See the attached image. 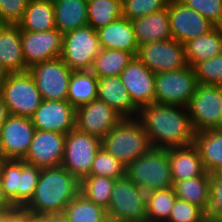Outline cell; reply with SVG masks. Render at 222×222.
<instances>
[{
  "instance_id": "4316f807",
  "label": "cell",
  "mask_w": 222,
  "mask_h": 222,
  "mask_svg": "<svg viewBox=\"0 0 222 222\" xmlns=\"http://www.w3.org/2000/svg\"><path fill=\"white\" fill-rule=\"evenodd\" d=\"M188 66L222 54V27H215L207 34L189 40L184 44Z\"/></svg>"
},
{
  "instance_id": "ffe728a7",
  "label": "cell",
  "mask_w": 222,
  "mask_h": 222,
  "mask_svg": "<svg viewBox=\"0 0 222 222\" xmlns=\"http://www.w3.org/2000/svg\"><path fill=\"white\" fill-rule=\"evenodd\" d=\"M119 76L138 108L155 102V74L137 57L132 59Z\"/></svg>"
},
{
  "instance_id": "f546056e",
  "label": "cell",
  "mask_w": 222,
  "mask_h": 222,
  "mask_svg": "<svg viewBox=\"0 0 222 222\" xmlns=\"http://www.w3.org/2000/svg\"><path fill=\"white\" fill-rule=\"evenodd\" d=\"M211 175H201L173 183L177 198L198 205L206 213L210 204Z\"/></svg>"
},
{
  "instance_id": "cb8c5ba5",
  "label": "cell",
  "mask_w": 222,
  "mask_h": 222,
  "mask_svg": "<svg viewBox=\"0 0 222 222\" xmlns=\"http://www.w3.org/2000/svg\"><path fill=\"white\" fill-rule=\"evenodd\" d=\"M138 46L173 39L167 7L150 15L132 20Z\"/></svg>"
},
{
  "instance_id": "ee69618b",
  "label": "cell",
  "mask_w": 222,
  "mask_h": 222,
  "mask_svg": "<svg viewBox=\"0 0 222 222\" xmlns=\"http://www.w3.org/2000/svg\"><path fill=\"white\" fill-rule=\"evenodd\" d=\"M36 216L25 208L15 207L1 215L0 222H32Z\"/></svg>"
},
{
  "instance_id": "9a60e30c",
  "label": "cell",
  "mask_w": 222,
  "mask_h": 222,
  "mask_svg": "<svg viewBox=\"0 0 222 222\" xmlns=\"http://www.w3.org/2000/svg\"><path fill=\"white\" fill-rule=\"evenodd\" d=\"M35 131L31 118L10 115L0 132V159L23 160Z\"/></svg>"
},
{
  "instance_id": "f907efd6",
  "label": "cell",
  "mask_w": 222,
  "mask_h": 222,
  "mask_svg": "<svg viewBox=\"0 0 222 222\" xmlns=\"http://www.w3.org/2000/svg\"><path fill=\"white\" fill-rule=\"evenodd\" d=\"M209 222H222V218H208Z\"/></svg>"
},
{
  "instance_id": "60d3db41",
  "label": "cell",
  "mask_w": 222,
  "mask_h": 222,
  "mask_svg": "<svg viewBox=\"0 0 222 222\" xmlns=\"http://www.w3.org/2000/svg\"><path fill=\"white\" fill-rule=\"evenodd\" d=\"M205 17L215 27H222V0H180Z\"/></svg>"
},
{
  "instance_id": "7a4b0ae2",
  "label": "cell",
  "mask_w": 222,
  "mask_h": 222,
  "mask_svg": "<svg viewBox=\"0 0 222 222\" xmlns=\"http://www.w3.org/2000/svg\"><path fill=\"white\" fill-rule=\"evenodd\" d=\"M80 193V181L64 167L42 168L35 193L24 207L35 216L62 213Z\"/></svg>"
},
{
  "instance_id": "8d00e7d4",
  "label": "cell",
  "mask_w": 222,
  "mask_h": 222,
  "mask_svg": "<svg viewBox=\"0 0 222 222\" xmlns=\"http://www.w3.org/2000/svg\"><path fill=\"white\" fill-rule=\"evenodd\" d=\"M125 168V165L101 147L96 153L88 176H105L120 179L125 176Z\"/></svg>"
},
{
  "instance_id": "f1b7e54d",
  "label": "cell",
  "mask_w": 222,
  "mask_h": 222,
  "mask_svg": "<svg viewBox=\"0 0 222 222\" xmlns=\"http://www.w3.org/2000/svg\"><path fill=\"white\" fill-rule=\"evenodd\" d=\"M207 173L214 174L222 168V129L195 133L194 144Z\"/></svg>"
},
{
  "instance_id": "1f68e13d",
  "label": "cell",
  "mask_w": 222,
  "mask_h": 222,
  "mask_svg": "<svg viewBox=\"0 0 222 222\" xmlns=\"http://www.w3.org/2000/svg\"><path fill=\"white\" fill-rule=\"evenodd\" d=\"M134 57L123 50L101 49L90 71L98 78L119 76Z\"/></svg>"
},
{
  "instance_id": "d590c367",
  "label": "cell",
  "mask_w": 222,
  "mask_h": 222,
  "mask_svg": "<svg viewBox=\"0 0 222 222\" xmlns=\"http://www.w3.org/2000/svg\"><path fill=\"white\" fill-rule=\"evenodd\" d=\"M177 199L173 187L147 193V222H167Z\"/></svg>"
},
{
  "instance_id": "74e56055",
  "label": "cell",
  "mask_w": 222,
  "mask_h": 222,
  "mask_svg": "<svg viewBox=\"0 0 222 222\" xmlns=\"http://www.w3.org/2000/svg\"><path fill=\"white\" fill-rule=\"evenodd\" d=\"M193 70L198 84L222 86V54L198 63Z\"/></svg>"
},
{
  "instance_id": "52a82bcc",
  "label": "cell",
  "mask_w": 222,
  "mask_h": 222,
  "mask_svg": "<svg viewBox=\"0 0 222 222\" xmlns=\"http://www.w3.org/2000/svg\"><path fill=\"white\" fill-rule=\"evenodd\" d=\"M0 95L8 106L10 115L26 118L33 116L43 100L28 70L9 73L0 88Z\"/></svg>"
},
{
  "instance_id": "7bdbcfd3",
  "label": "cell",
  "mask_w": 222,
  "mask_h": 222,
  "mask_svg": "<svg viewBox=\"0 0 222 222\" xmlns=\"http://www.w3.org/2000/svg\"><path fill=\"white\" fill-rule=\"evenodd\" d=\"M207 218H222V179L211 174L210 204L206 213Z\"/></svg>"
},
{
  "instance_id": "6da1fadb",
  "label": "cell",
  "mask_w": 222,
  "mask_h": 222,
  "mask_svg": "<svg viewBox=\"0 0 222 222\" xmlns=\"http://www.w3.org/2000/svg\"><path fill=\"white\" fill-rule=\"evenodd\" d=\"M137 119L152 148H177L194 144L195 131L187 107L151 103L139 108Z\"/></svg>"
},
{
  "instance_id": "83f0119b",
  "label": "cell",
  "mask_w": 222,
  "mask_h": 222,
  "mask_svg": "<svg viewBox=\"0 0 222 222\" xmlns=\"http://www.w3.org/2000/svg\"><path fill=\"white\" fill-rule=\"evenodd\" d=\"M17 25L20 30L28 32L56 29L53 0H29L25 13Z\"/></svg>"
},
{
  "instance_id": "30bf717a",
  "label": "cell",
  "mask_w": 222,
  "mask_h": 222,
  "mask_svg": "<svg viewBox=\"0 0 222 222\" xmlns=\"http://www.w3.org/2000/svg\"><path fill=\"white\" fill-rule=\"evenodd\" d=\"M198 83L191 66L155 74V103L187 107Z\"/></svg>"
},
{
  "instance_id": "484cf974",
  "label": "cell",
  "mask_w": 222,
  "mask_h": 222,
  "mask_svg": "<svg viewBox=\"0 0 222 222\" xmlns=\"http://www.w3.org/2000/svg\"><path fill=\"white\" fill-rule=\"evenodd\" d=\"M56 29L62 34L88 25L87 0H53Z\"/></svg>"
},
{
  "instance_id": "bcb514c9",
  "label": "cell",
  "mask_w": 222,
  "mask_h": 222,
  "mask_svg": "<svg viewBox=\"0 0 222 222\" xmlns=\"http://www.w3.org/2000/svg\"><path fill=\"white\" fill-rule=\"evenodd\" d=\"M14 208L15 207L13 206V204L5 196L4 190L1 187V183H0V213L4 214L8 211H11Z\"/></svg>"
},
{
  "instance_id": "681fc988",
  "label": "cell",
  "mask_w": 222,
  "mask_h": 222,
  "mask_svg": "<svg viewBox=\"0 0 222 222\" xmlns=\"http://www.w3.org/2000/svg\"><path fill=\"white\" fill-rule=\"evenodd\" d=\"M214 174H215L219 179H222V168L218 169Z\"/></svg>"
},
{
  "instance_id": "7dc6e473",
  "label": "cell",
  "mask_w": 222,
  "mask_h": 222,
  "mask_svg": "<svg viewBox=\"0 0 222 222\" xmlns=\"http://www.w3.org/2000/svg\"><path fill=\"white\" fill-rule=\"evenodd\" d=\"M10 111L8 106L5 104L2 96L0 95V132L5 123V121L9 118Z\"/></svg>"
},
{
  "instance_id": "b9f144b4",
  "label": "cell",
  "mask_w": 222,
  "mask_h": 222,
  "mask_svg": "<svg viewBox=\"0 0 222 222\" xmlns=\"http://www.w3.org/2000/svg\"><path fill=\"white\" fill-rule=\"evenodd\" d=\"M29 0H0V16L6 24H18Z\"/></svg>"
},
{
  "instance_id": "e0dca14e",
  "label": "cell",
  "mask_w": 222,
  "mask_h": 222,
  "mask_svg": "<svg viewBox=\"0 0 222 222\" xmlns=\"http://www.w3.org/2000/svg\"><path fill=\"white\" fill-rule=\"evenodd\" d=\"M121 119L112 107L95 99L76 108L75 128L102 139Z\"/></svg>"
},
{
  "instance_id": "f35d334b",
  "label": "cell",
  "mask_w": 222,
  "mask_h": 222,
  "mask_svg": "<svg viewBox=\"0 0 222 222\" xmlns=\"http://www.w3.org/2000/svg\"><path fill=\"white\" fill-rule=\"evenodd\" d=\"M169 0H124L122 17L135 20L167 7Z\"/></svg>"
},
{
  "instance_id": "9c48e42d",
  "label": "cell",
  "mask_w": 222,
  "mask_h": 222,
  "mask_svg": "<svg viewBox=\"0 0 222 222\" xmlns=\"http://www.w3.org/2000/svg\"><path fill=\"white\" fill-rule=\"evenodd\" d=\"M100 50L96 30L87 25L63 34L60 58L73 72L88 71Z\"/></svg>"
},
{
  "instance_id": "8fae6325",
  "label": "cell",
  "mask_w": 222,
  "mask_h": 222,
  "mask_svg": "<svg viewBox=\"0 0 222 222\" xmlns=\"http://www.w3.org/2000/svg\"><path fill=\"white\" fill-rule=\"evenodd\" d=\"M100 148V138L74 128L66 134L61 166L81 181L89 175L93 160Z\"/></svg>"
},
{
  "instance_id": "4fadbf2b",
  "label": "cell",
  "mask_w": 222,
  "mask_h": 222,
  "mask_svg": "<svg viewBox=\"0 0 222 222\" xmlns=\"http://www.w3.org/2000/svg\"><path fill=\"white\" fill-rule=\"evenodd\" d=\"M136 57L154 74L187 66L184 45L175 39L139 46Z\"/></svg>"
},
{
  "instance_id": "2e32d148",
  "label": "cell",
  "mask_w": 222,
  "mask_h": 222,
  "mask_svg": "<svg viewBox=\"0 0 222 222\" xmlns=\"http://www.w3.org/2000/svg\"><path fill=\"white\" fill-rule=\"evenodd\" d=\"M63 34L52 29L43 32L21 30V45L25 57V71L33 65L61 57Z\"/></svg>"
},
{
  "instance_id": "836d02e7",
  "label": "cell",
  "mask_w": 222,
  "mask_h": 222,
  "mask_svg": "<svg viewBox=\"0 0 222 222\" xmlns=\"http://www.w3.org/2000/svg\"><path fill=\"white\" fill-rule=\"evenodd\" d=\"M88 25L98 30L122 17L121 0H87Z\"/></svg>"
},
{
  "instance_id": "d6986e66",
  "label": "cell",
  "mask_w": 222,
  "mask_h": 222,
  "mask_svg": "<svg viewBox=\"0 0 222 222\" xmlns=\"http://www.w3.org/2000/svg\"><path fill=\"white\" fill-rule=\"evenodd\" d=\"M76 108L67 100H42L31 121L37 130L67 134L75 128Z\"/></svg>"
},
{
  "instance_id": "ac0fdd59",
  "label": "cell",
  "mask_w": 222,
  "mask_h": 222,
  "mask_svg": "<svg viewBox=\"0 0 222 222\" xmlns=\"http://www.w3.org/2000/svg\"><path fill=\"white\" fill-rule=\"evenodd\" d=\"M65 139L66 134L36 129L23 161L40 168L61 166Z\"/></svg>"
},
{
  "instance_id": "e575fe53",
  "label": "cell",
  "mask_w": 222,
  "mask_h": 222,
  "mask_svg": "<svg viewBox=\"0 0 222 222\" xmlns=\"http://www.w3.org/2000/svg\"><path fill=\"white\" fill-rule=\"evenodd\" d=\"M116 179L105 176H87L80 181V193L105 209L108 207Z\"/></svg>"
},
{
  "instance_id": "ba28073f",
  "label": "cell",
  "mask_w": 222,
  "mask_h": 222,
  "mask_svg": "<svg viewBox=\"0 0 222 222\" xmlns=\"http://www.w3.org/2000/svg\"><path fill=\"white\" fill-rule=\"evenodd\" d=\"M187 110L195 133L222 129V86L198 84Z\"/></svg>"
},
{
  "instance_id": "8992f818",
  "label": "cell",
  "mask_w": 222,
  "mask_h": 222,
  "mask_svg": "<svg viewBox=\"0 0 222 222\" xmlns=\"http://www.w3.org/2000/svg\"><path fill=\"white\" fill-rule=\"evenodd\" d=\"M147 192L126 176L116 179L110 203L106 208L108 221L147 222Z\"/></svg>"
},
{
  "instance_id": "d6a6232c",
  "label": "cell",
  "mask_w": 222,
  "mask_h": 222,
  "mask_svg": "<svg viewBox=\"0 0 222 222\" xmlns=\"http://www.w3.org/2000/svg\"><path fill=\"white\" fill-rule=\"evenodd\" d=\"M69 222H108L106 209L79 193L63 212Z\"/></svg>"
},
{
  "instance_id": "7402d4cb",
  "label": "cell",
  "mask_w": 222,
  "mask_h": 222,
  "mask_svg": "<svg viewBox=\"0 0 222 222\" xmlns=\"http://www.w3.org/2000/svg\"><path fill=\"white\" fill-rule=\"evenodd\" d=\"M96 32L101 49L123 50L136 57L139 46L131 20L121 17Z\"/></svg>"
},
{
  "instance_id": "277c9868",
  "label": "cell",
  "mask_w": 222,
  "mask_h": 222,
  "mask_svg": "<svg viewBox=\"0 0 222 222\" xmlns=\"http://www.w3.org/2000/svg\"><path fill=\"white\" fill-rule=\"evenodd\" d=\"M125 176L147 193L173 187L169 149L151 148L126 166Z\"/></svg>"
},
{
  "instance_id": "5b68a950",
  "label": "cell",
  "mask_w": 222,
  "mask_h": 222,
  "mask_svg": "<svg viewBox=\"0 0 222 222\" xmlns=\"http://www.w3.org/2000/svg\"><path fill=\"white\" fill-rule=\"evenodd\" d=\"M42 168L23 160L0 159V183L14 207L24 208L33 197Z\"/></svg>"
},
{
  "instance_id": "ab89813d",
  "label": "cell",
  "mask_w": 222,
  "mask_h": 222,
  "mask_svg": "<svg viewBox=\"0 0 222 222\" xmlns=\"http://www.w3.org/2000/svg\"><path fill=\"white\" fill-rule=\"evenodd\" d=\"M167 222H209L206 212L198 205L177 198Z\"/></svg>"
},
{
  "instance_id": "c3c4849f",
  "label": "cell",
  "mask_w": 222,
  "mask_h": 222,
  "mask_svg": "<svg viewBox=\"0 0 222 222\" xmlns=\"http://www.w3.org/2000/svg\"><path fill=\"white\" fill-rule=\"evenodd\" d=\"M8 70L0 63V88L4 84L5 80L8 78Z\"/></svg>"
},
{
  "instance_id": "d4e9b609",
  "label": "cell",
  "mask_w": 222,
  "mask_h": 222,
  "mask_svg": "<svg viewBox=\"0 0 222 222\" xmlns=\"http://www.w3.org/2000/svg\"><path fill=\"white\" fill-rule=\"evenodd\" d=\"M0 63L9 73L25 71L21 30L17 24H5L0 28Z\"/></svg>"
},
{
  "instance_id": "f5cc1de1",
  "label": "cell",
  "mask_w": 222,
  "mask_h": 222,
  "mask_svg": "<svg viewBox=\"0 0 222 222\" xmlns=\"http://www.w3.org/2000/svg\"><path fill=\"white\" fill-rule=\"evenodd\" d=\"M6 23L1 19V16H0V28H2Z\"/></svg>"
},
{
  "instance_id": "603a6c76",
  "label": "cell",
  "mask_w": 222,
  "mask_h": 222,
  "mask_svg": "<svg viewBox=\"0 0 222 222\" xmlns=\"http://www.w3.org/2000/svg\"><path fill=\"white\" fill-rule=\"evenodd\" d=\"M169 163L173 183L207 173L198 149L194 146L169 148Z\"/></svg>"
},
{
  "instance_id": "816d5d0a",
  "label": "cell",
  "mask_w": 222,
  "mask_h": 222,
  "mask_svg": "<svg viewBox=\"0 0 222 222\" xmlns=\"http://www.w3.org/2000/svg\"><path fill=\"white\" fill-rule=\"evenodd\" d=\"M32 222H44L39 216H36Z\"/></svg>"
},
{
  "instance_id": "44dd1931",
  "label": "cell",
  "mask_w": 222,
  "mask_h": 222,
  "mask_svg": "<svg viewBox=\"0 0 222 222\" xmlns=\"http://www.w3.org/2000/svg\"><path fill=\"white\" fill-rule=\"evenodd\" d=\"M97 99L112 107L122 118H137L139 108L131 100L120 76L98 78Z\"/></svg>"
},
{
  "instance_id": "5bb4252c",
  "label": "cell",
  "mask_w": 222,
  "mask_h": 222,
  "mask_svg": "<svg viewBox=\"0 0 222 222\" xmlns=\"http://www.w3.org/2000/svg\"><path fill=\"white\" fill-rule=\"evenodd\" d=\"M167 10L172 38L183 45L215 28L205 17L180 0H169Z\"/></svg>"
},
{
  "instance_id": "f6af8a7d",
  "label": "cell",
  "mask_w": 222,
  "mask_h": 222,
  "mask_svg": "<svg viewBox=\"0 0 222 222\" xmlns=\"http://www.w3.org/2000/svg\"><path fill=\"white\" fill-rule=\"evenodd\" d=\"M44 222H69L66 215L62 213H47L39 216Z\"/></svg>"
},
{
  "instance_id": "3957f363",
  "label": "cell",
  "mask_w": 222,
  "mask_h": 222,
  "mask_svg": "<svg viewBox=\"0 0 222 222\" xmlns=\"http://www.w3.org/2000/svg\"><path fill=\"white\" fill-rule=\"evenodd\" d=\"M101 147L125 166L152 148L137 118H122L101 139Z\"/></svg>"
},
{
  "instance_id": "7c38bea8",
  "label": "cell",
  "mask_w": 222,
  "mask_h": 222,
  "mask_svg": "<svg viewBox=\"0 0 222 222\" xmlns=\"http://www.w3.org/2000/svg\"><path fill=\"white\" fill-rule=\"evenodd\" d=\"M28 72L33 77L43 100H67L73 71L61 58L33 65Z\"/></svg>"
},
{
  "instance_id": "4dcf8cb0",
  "label": "cell",
  "mask_w": 222,
  "mask_h": 222,
  "mask_svg": "<svg viewBox=\"0 0 222 222\" xmlns=\"http://www.w3.org/2000/svg\"><path fill=\"white\" fill-rule=\"evenodd\" d=\"M98 77L88 71H74L68 87L67 101L75 108L97 99Z\"/></svg>"
}]
</instances>
